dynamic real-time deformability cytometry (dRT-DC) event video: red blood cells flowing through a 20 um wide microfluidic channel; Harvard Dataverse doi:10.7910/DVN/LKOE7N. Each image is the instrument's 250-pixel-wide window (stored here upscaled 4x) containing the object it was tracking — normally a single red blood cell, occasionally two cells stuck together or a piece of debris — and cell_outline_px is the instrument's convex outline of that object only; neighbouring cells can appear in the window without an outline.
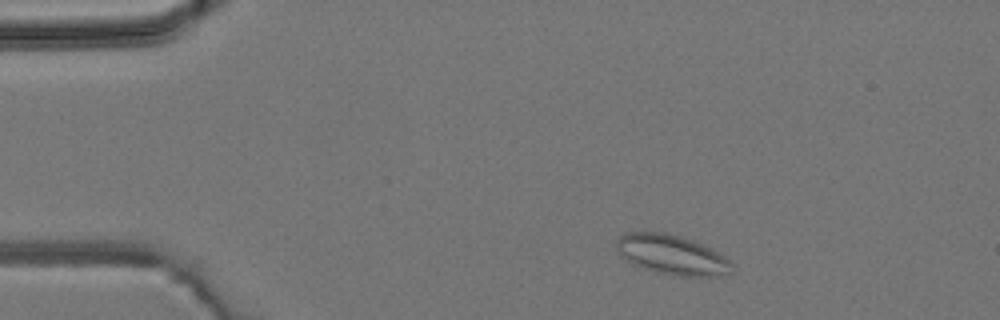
{"species": "common noctule bat (a hibernating species)", "species_latin": "Nyctalus noctula", "temperature_condition": "room temperature", "stored_images_in_passage": 3, "camera_frame_rate_fps": 3000, "um_per_image_px": 0.085, "animal": {"sex": "male", "body_mass_g": 19.2, "forearm_length_mm": 51.8}, "frame": {"image": 1, "passage_image": 1, "time_ms": 0.0, "image_size_px": [1000, 320], "cell_outline_px": [[736, 264], [732, 272], [712, 276], [676, 276], [656, 272], [632, 264], [620, 256], [616, 248], [616, 240], [624, 232], [664, 232], [680, 236], [692, 240], [724, 256]], "centroid_in_image_um": [57.08, 21.66], "position_along_channel_um": 27.9, "area_um2": 26.76}}